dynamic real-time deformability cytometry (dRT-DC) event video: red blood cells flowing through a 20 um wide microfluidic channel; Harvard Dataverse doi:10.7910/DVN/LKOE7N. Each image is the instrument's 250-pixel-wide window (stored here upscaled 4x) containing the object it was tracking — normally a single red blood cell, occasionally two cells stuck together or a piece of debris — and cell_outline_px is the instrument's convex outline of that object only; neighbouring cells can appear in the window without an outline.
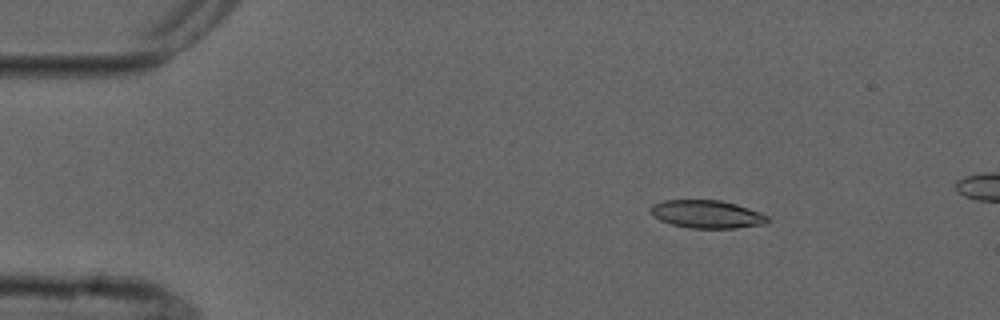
{"species": "common noctule bat (a hibernating species)", "species_latin": "Nyctalus noctula", "temperature_condition": "cold", "stored_images_in_passage": 6, "camera_frame_rate_fps": 3000, "um_per_image_px": 0.085, "animal": {"sex": "male", "forearm_length_mm": 52.5}, "frame": {"image": 1, "passage_image": 3, "time_ms": 2.333, "image_size_px": [1000, 320], "cell_outline_px": [[768, 220], [764, 224], [736, 228], [688, 228], [672, 224], [660, 220], [652, 216], [648, 208], [652, 204], [664, 200], [720, 200], [736, 204], [760, 212], [768, 216]], "centroid_in_image_um": [60.04, 18.2], "position_along_channel_um": 25.0, "area_um2": 19.13}}